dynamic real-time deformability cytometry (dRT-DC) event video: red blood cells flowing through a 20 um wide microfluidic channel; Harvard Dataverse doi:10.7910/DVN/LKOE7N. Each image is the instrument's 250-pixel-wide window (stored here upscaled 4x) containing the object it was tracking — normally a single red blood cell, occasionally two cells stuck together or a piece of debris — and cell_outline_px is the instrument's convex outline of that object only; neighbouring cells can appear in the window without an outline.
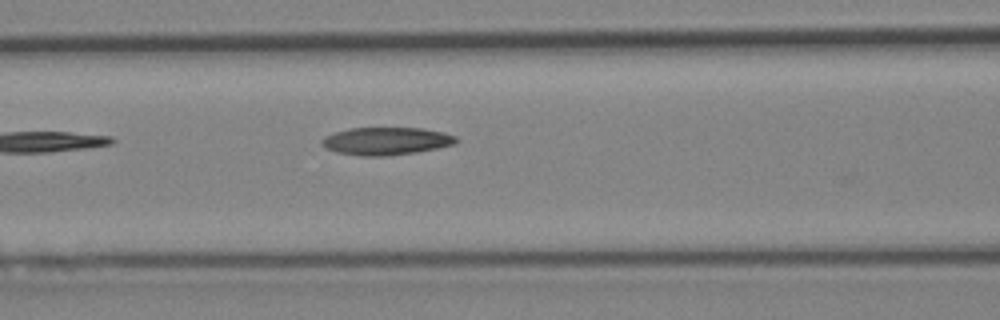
{"species": "Egyptian fruit bat (a non-hibernating species)", "species_latin": "Rousettus aegyptiacus", "temperature_condition": "cold", "stored_images_in_passage": 6, "camera_frame_rate_fps": 3000, "um_per_image_px": 0.085, "animal": {"sex": "female"}, "frame": {"image": 1, "passage_image": 6, "time_ms": 6.0, "image_size_px": [1000, 320], "cell_outline_px": [[460, 140], [456, 144], [416, 152], [384, 156], [360, 156], [336, 152], [320, 144], [320, 140], [324, 136], [348, 128], [424, 128], [444, 132], [456, 136]], "centroid_in_image_um": [32.84, 11.98], "position_along_channel_um": 133.8, "area_um2": 21.79}}